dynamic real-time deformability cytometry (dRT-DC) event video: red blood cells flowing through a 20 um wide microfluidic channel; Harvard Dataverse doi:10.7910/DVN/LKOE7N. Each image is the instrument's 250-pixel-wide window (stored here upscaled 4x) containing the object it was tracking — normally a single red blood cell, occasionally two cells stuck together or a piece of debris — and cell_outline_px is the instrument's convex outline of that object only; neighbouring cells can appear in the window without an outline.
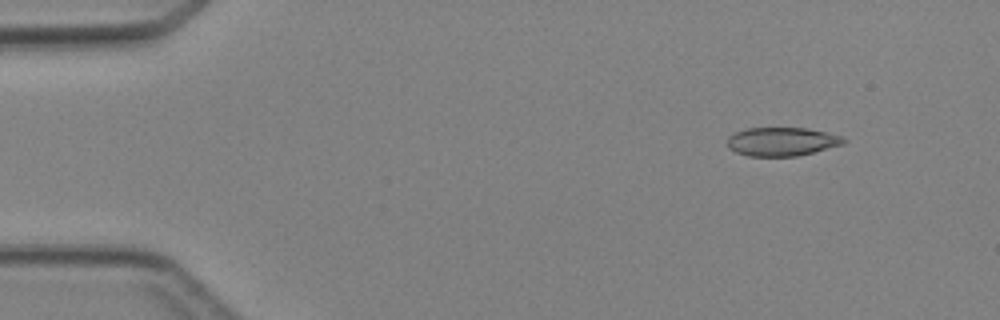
{"species": "Egyptian fruit bat (a non-hibernating species)", "species_latin": "Rousettus aegyptiacus", "temperature_condition": "cold", "stored_images_in_passage": 3, "camera_frame_rate_fps": 3000, "um_per_image_px": 0.085, "animal": {"sex": "female"}, "frame": {"image": 1, "passage_image": 1, "time_ms": 0.0, "image_size_px": [1000, 320], "cell_outline_px": [[848, 140], [844, 144], [796, 156], [748, 156], [736, 152], [728, 148], [728, 136], [732, 132], [748, 128], [804, 128], [824, 132], [840, 136]], "centroid_in_image_um": [66.41, 12.03], "position_along_channel_um": 18.6, "area_um2": 19.31}}